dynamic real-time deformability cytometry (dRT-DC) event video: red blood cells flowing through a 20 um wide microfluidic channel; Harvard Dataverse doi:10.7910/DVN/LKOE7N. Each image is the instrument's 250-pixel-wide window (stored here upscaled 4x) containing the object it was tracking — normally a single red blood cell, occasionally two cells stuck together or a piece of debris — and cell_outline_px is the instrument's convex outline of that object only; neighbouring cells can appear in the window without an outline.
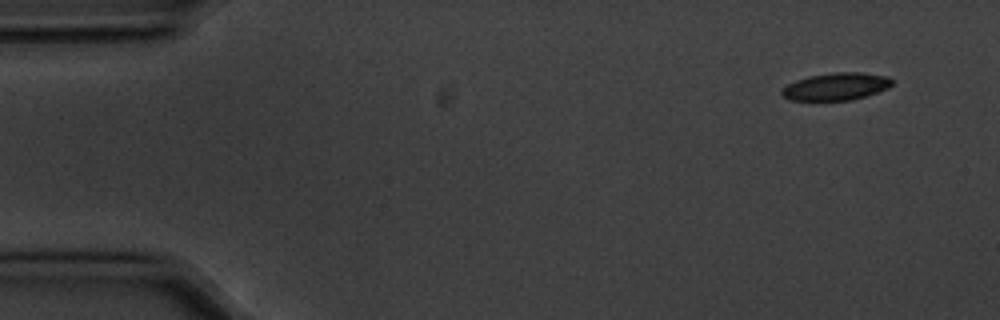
{"species": "common noctule bat (a hibernating species)", "species_latin": "Nyctalus noctula", "temperature_condition": "cold", "stored_images_in_passage": 5, "camera_frame_rate_fps": 3000, "um_per_image_px": 0.085, "animal": {"sex": "male", "body_mass_g": 20.1, "forearm_length_mm": 53.5}, "frame": {"image": 1, "passage_image": 1, "time_ms": 0.0, "image_size_px": [1000, 320], "cell_outline_px": [[892, 84], [888, 88], [852, 100], [788, 100], [780, 92], [780, 88], [796, 80], [808, 76], [832, 72], [860, 72], [888, 76], [892, 80]], "centroid_in_image_um": [71.03, 7.34], "position_along_channel_um": 14.0, "area_um2": 17.63}}
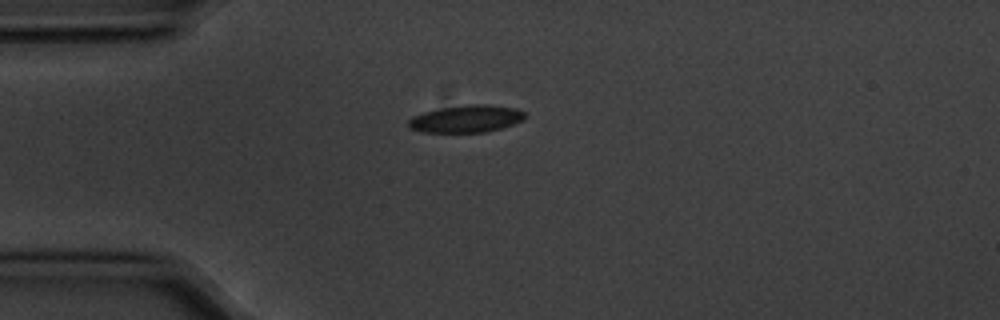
{"frame": {"image": 2, "passage_image": 4, "time_ms": 1.0, "image_size_px": [1000, 320], "cell_outline_px": [[528, 116], [524, 120], [500, 128], [484, 132], [420, 132], [412, 128], [408, 124], [408, 120], [412, 116], [424, 112], [440, 108], [468, 104], [488, 104], [516, 108], [524, 112]], "centroid_in_image_um": [39.65, 10.09], "position_along_channel_um": 45.3, "area_um2": 18.55}}
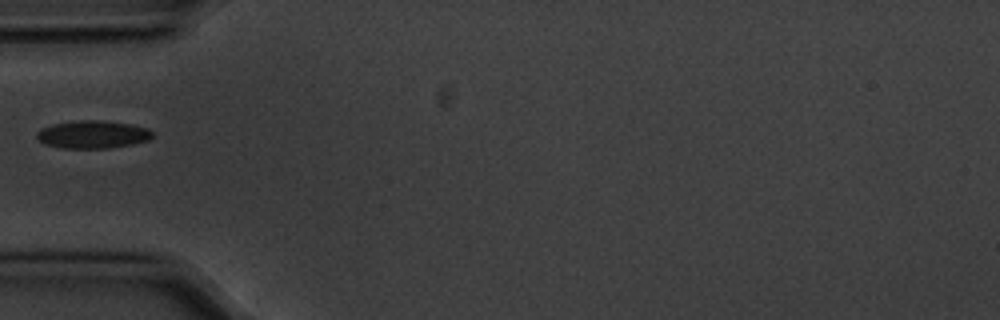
{"frame": {"image": 3, "passage_image": 5, "time_ms": 1.333, "image_size_px": [1000, 320], "cell_outline_px": [[152, 136], [148, 140], [132, 144], [108, 148], [60, 148], [44, 144], [36, 136], [36, 132], [40, 128], [52, 124], [80, 120], [96, 120], [132, 124], [148, 128], [152, 132]], "centroid_in_image_um": [7.85, 11.43], "position_along_channel_um": 77.2, "area_um2": 18.73}}